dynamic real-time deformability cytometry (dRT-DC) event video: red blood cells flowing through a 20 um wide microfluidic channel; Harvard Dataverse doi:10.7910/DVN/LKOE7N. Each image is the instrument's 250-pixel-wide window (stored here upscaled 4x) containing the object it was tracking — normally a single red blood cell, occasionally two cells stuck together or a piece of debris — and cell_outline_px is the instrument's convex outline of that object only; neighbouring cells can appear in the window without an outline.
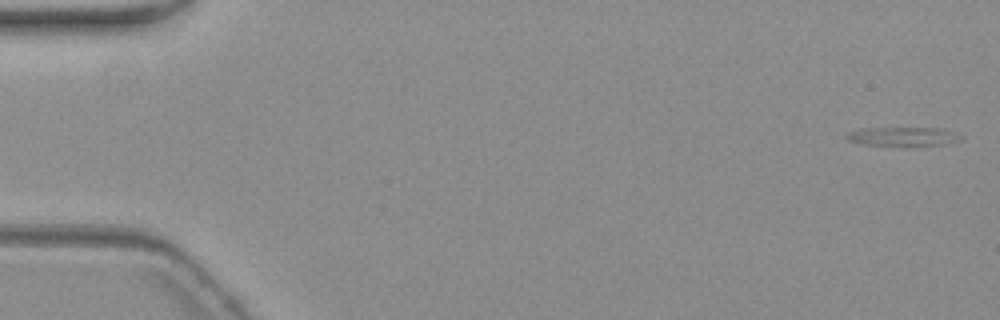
{"species": "common noctule bat (a hibernating species)", "species_latin": "Nyctalus noctula", "temperature_condition": "warm", "stored_images_in_passage": 5, "camera_frame_rate_fps": 3000, "um_per_image_px": 0.085, "animal": {"sex": "female", "body_mass_g": 19.3, "forearm_length_mm": 54.1}, "frame": {"image": 1, "passage_image": 1, "time_ms": 0.0, "image_size_px": [1000, 320], "cell_outline_px": [[964, 140], [940, 144], [864, 144], [848, 140], [844, 136], [848, 132], [860, 128], [944, 128], [964, 136]], "centroid_in_image_um": [76.78, 11.56], "position_along_channel_um": 8.2, "area_um2": 12.2}}
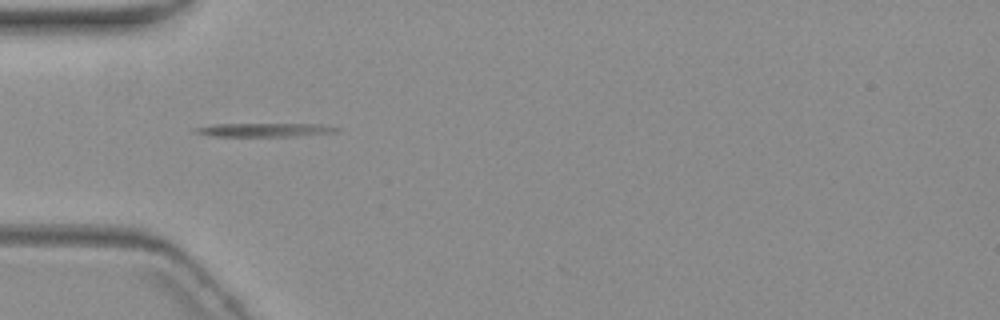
{"frame": {"image": 2, "passage_image": 4, "time_ms": 5.667, "image_size_px": [1000, 320], "cell_outline_px": [[340, 128], [336, 132], [296, 136], [212, 136], [192, 132], [196, 128], [212, 124], [320, 124]], "centroid_in_image_um": [22.47, 11.04], "position_along_channel_um": 62.5, "area_um2": 11.1}}
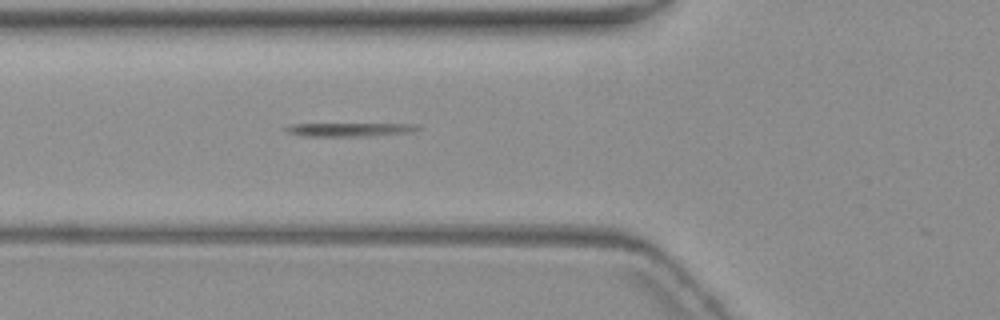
{"frame": {"image": 3, "passage_image": 5, "time_ms": 6.667, "image_size_px": [1000, 320], "cell_outline_px": [[420, 128], [412, 132], [368, 136], [304, 136], [288, 132], [284, 128], [292, 124], [420, 124]], "centroid_in_image_um": [29.77, 11.01], "position_along_channel_um": 96.0, "area_um2": 10.29}}